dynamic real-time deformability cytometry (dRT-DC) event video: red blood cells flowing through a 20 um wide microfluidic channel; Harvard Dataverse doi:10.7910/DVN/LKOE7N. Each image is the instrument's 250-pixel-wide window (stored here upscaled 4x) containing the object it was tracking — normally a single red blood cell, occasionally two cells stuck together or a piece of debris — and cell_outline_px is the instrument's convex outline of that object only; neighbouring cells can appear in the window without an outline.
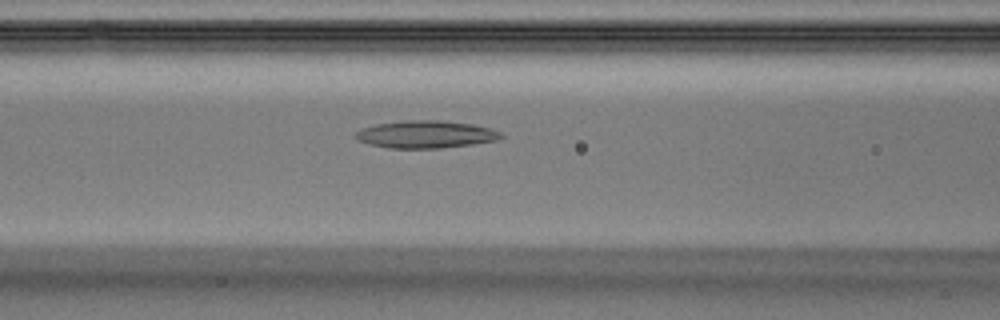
{"species": "Egyptian fruit bat (a non-hibernating species)", "species_latin": "Rousettus aegyptiacus", "temperature_condition": "warm", "stored_images_in_passage": 28, "camera_frame_rate_fps": 3000, "um_per_image_px": 0.085, "animal": {"sex": "male"}, "frame": {"image": 1, "passage_image": 6, "time_ms": 1.667, "image_size_px": [1000, 320], "cell_outline_px": [[504, 136], [496, 140], [472, 144], [440, 148], [388, 148], [368, 144], [360, 140], [356, 136], [356, 132], [364, 128], [376, 124], [408, 120], [440, 120], [472, 124], [488, 128], [500, 132]], "centroid_in_image_um": [36.2, 11.42], "position_along_channel_um": 130.4, "area_um2": 22.95}}
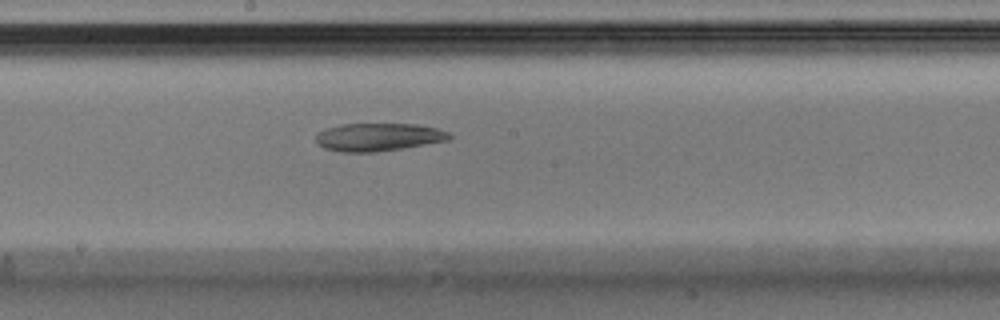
{"frame": {"image": 2, "passage_image": 11, "time_ms": 3.333, "image_size_px": [1000, 320], "cell_outline_px": [[452, 136], [448, 140], [404, 148], [372, 152], [344, 152], [324, 148], [316, 144], [316, 132], [324, 128], [340, 124], [416, 124], [436, 128], [448, 132]], "centroid_in_image_um": [32.1, 11.64], "position_along_channel_um": 216.1, "area_um2": 21.79}}
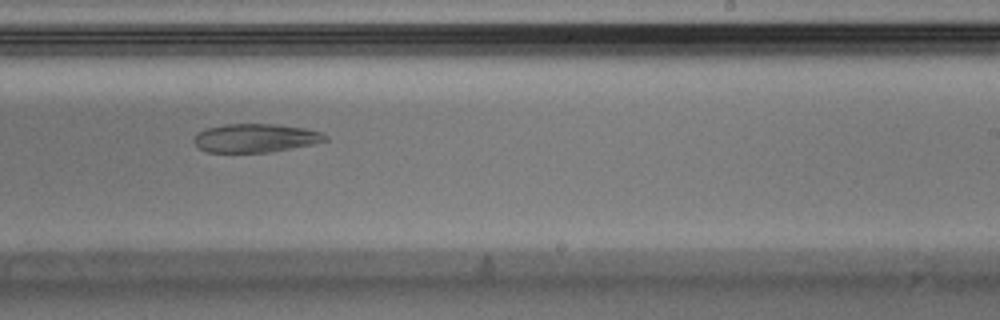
{"frame": {"image": 3, "passage_image": 14, "time_ms": 4.333, "image_size_px": [1000, 320], "cell_outline_px": [[328, 140], [312, 144], [268, 152], [208, 152], [200, 148], [192, 140], [200, 132], [208, 128], [228, 124], [272, 124], [304, 128], [320, 132], [328, 136]], "centroid_in_image_um": [21.73, 11.73], "position_along_channel_um": 267.3, "area_um2": 21.44}}